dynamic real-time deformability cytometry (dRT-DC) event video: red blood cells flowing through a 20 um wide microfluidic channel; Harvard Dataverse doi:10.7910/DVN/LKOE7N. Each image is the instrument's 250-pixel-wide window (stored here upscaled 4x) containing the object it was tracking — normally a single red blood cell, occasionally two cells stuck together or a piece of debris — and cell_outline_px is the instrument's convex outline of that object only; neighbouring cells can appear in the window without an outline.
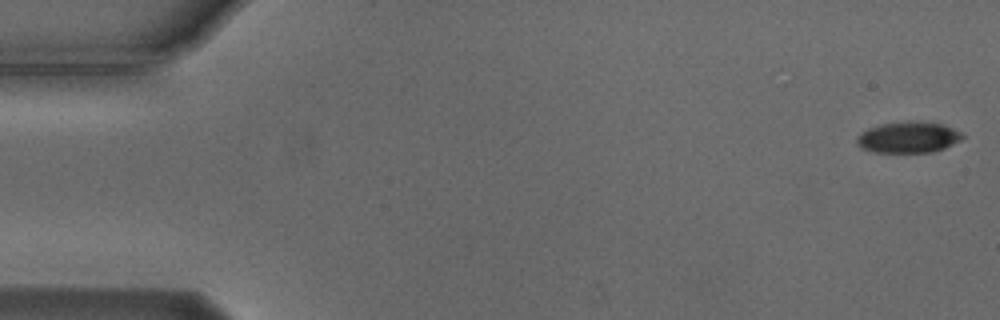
{"species": "Egyptian fruit bat (a non-hibernating species)", "species_latin": "Rousettus aegyptiacus", "temperature_condition": "cold", "stored_images_in_passage": 54, "camera_frame_rate_fps": 3000, "um_per_image_px": 0.085, "animal": {"sex": "male"}, "frame": {"image": 1, "passage_image": 1, "time_ms": 0.0, "image_size_px": [1000, 320], "cell_outline_px": [[964, 136], [960, 140], [944, 148], [932, 152], [872, 152], [860, 148], [856, 144], [856, 136], [860, 132], [868, 128], [884, 124], [904, 120], [916, 120], [944, 124], [960, 132]], "centroid_in_image_um": [77.16, 11.66], "position_along_channel_um": 7.8, "area_um2": 19.42}}
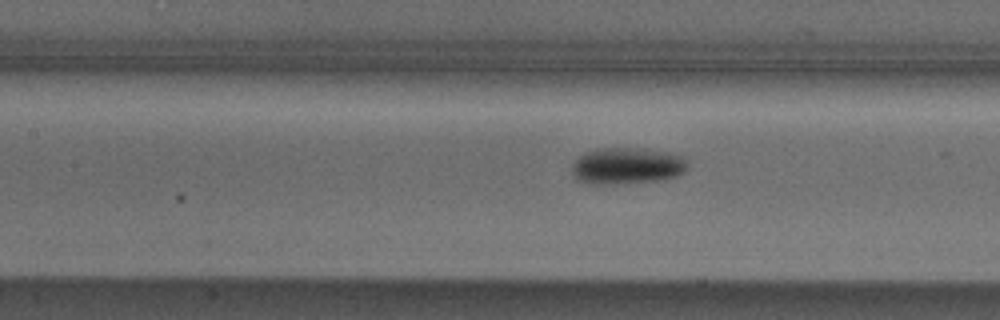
{"frame": {"image": 2, "passage_image": 24, "time_ms": 7.667, "image_size_px": [1000, 320], "cell_outline_px": [[688, 164], [676, 176], [660, 180], [616, 184], [592, 184], [576, 180], [572, 172], [572, 164], [584, 152], [596, 148], [640, 148], [668, 152], [684, 156]], "centroid_in_image_um": [53.25, 14.09], "position_along_channel_um": 154.1, "area_um2": 24.68}}
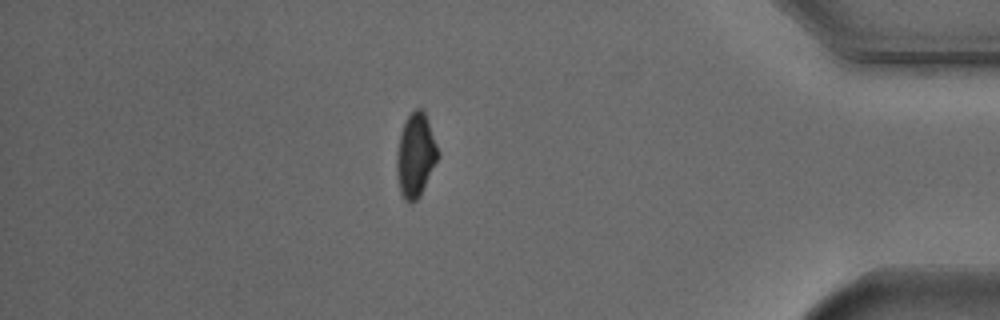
{"frame": {"image": 3, "passage_image": 47, "time_ms": 15.333, "image_size_px": [1000, 320], "cell_outline_px": [[440, 156], [420, 196], [412, 204], [408, 204], [404, 200], [400, 192], [396, 172], [396, 156], [400, 136], [404, 124], [408, 116], [416, 108], [420, 108], [424, 112], [428, 120], [440, 152]], "centroid_in_image_um": [35.34, 13.25], "position_along_channel_um": 399.9, "area_um2": 20.29}, "authors_computed_cell_mechanics": {"area_um2": 21.1548, "velocity_mm_per_s": 3.7489, "shape_relaxation_time_tau1_ms": 2.0204, "shape_relaxation_time_tau2_ms": null, "deformation_change_tau1": 0.1054, "deformation_change_tau2": null}}